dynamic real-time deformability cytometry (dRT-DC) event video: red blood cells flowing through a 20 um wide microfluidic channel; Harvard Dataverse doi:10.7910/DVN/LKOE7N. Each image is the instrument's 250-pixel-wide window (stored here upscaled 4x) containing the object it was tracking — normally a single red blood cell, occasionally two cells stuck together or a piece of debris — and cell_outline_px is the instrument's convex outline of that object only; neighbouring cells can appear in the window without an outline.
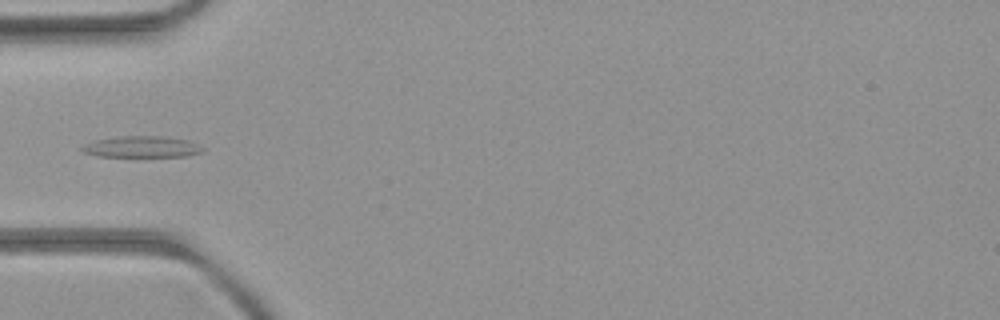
{"species": "common noctule bat (a hibernating species)", "species_latin": "Nyctalus noctula", "temperature_condition": "room temperature", "stored_images_in_passage": 4, "camera_frame_rate_fps": 3000, "um_per_image_px": 0.085, "animal": {"sex": "female", "body_mass_g": 21.9}, "frame": {"image": 1, "passage_image": 4, "time_ms": 3.333, "image_size_px": [1000, 320], "cell_outline_px": [[204, 152], [188, 156], [96, 156], [84, 152], [80, 148], [84, 144], [96, 140], [120, 136], [168, 136], [188, 140], [200, 144], [204, 148]], "centroid_in_image_um": [12.12, 12.47], "position_along_channel_um": 72.9, "area_um2": 15.09}}